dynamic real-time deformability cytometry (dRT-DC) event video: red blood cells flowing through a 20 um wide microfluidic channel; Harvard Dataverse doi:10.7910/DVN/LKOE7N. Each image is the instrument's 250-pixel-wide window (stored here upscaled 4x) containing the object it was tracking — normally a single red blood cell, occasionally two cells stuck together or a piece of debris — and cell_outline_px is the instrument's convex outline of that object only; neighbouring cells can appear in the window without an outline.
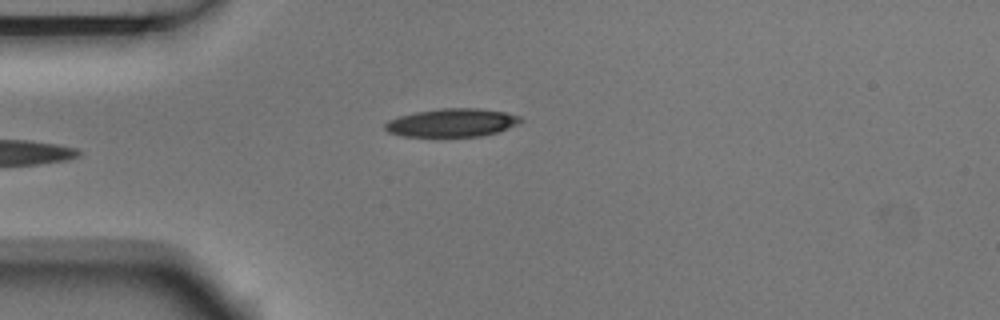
{"species": "Egyptian fruit bat (a non-hibernating species)", "species_latin": "Rousettus aegyptiacus", "temperature_condition": "room temperature", "stored_images_in_passage": 5, "camera_frame_rate_fps": 3000, "um_per_image_px": 0.085, "animal": {"sex": "male"}, "frame": {"image": 1, "passage_image": 5, "time_ms": 1.333, "image_size_px": [1000, 320], "cell_outline_px": [[524, 120], [520, 124], [496, 132], [480, 136], [404, 136], [388, 132], [384, 128], [384, 124], [388, 120], [400, 116], [416, 112], [440, 108], [476, 108], [504, 112], [520, 116]], "centroid_in_image_um": [38.43, 10.42], "position_along_channel_um": 46.6, "area_um2": 22.2}}